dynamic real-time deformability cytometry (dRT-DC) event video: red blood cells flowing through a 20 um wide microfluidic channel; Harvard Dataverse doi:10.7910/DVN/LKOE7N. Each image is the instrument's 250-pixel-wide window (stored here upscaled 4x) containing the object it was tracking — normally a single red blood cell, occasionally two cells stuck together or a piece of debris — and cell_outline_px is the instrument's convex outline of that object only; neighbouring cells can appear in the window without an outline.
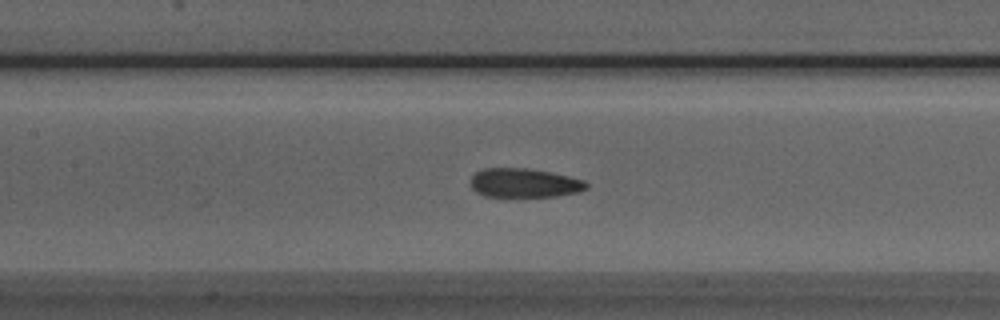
{"species": "Egyptian fruit bat (a non-hibernating species)", "species_latin": "Rousettus aegyptiacus", "temperature_condition": "room temperature", "stored_images_in_passage": 52, "camera_frame_rate_fps": 3000, "um_per_image_px": 0.085, "animal": {"sex": "male"}, "frame": {"image": 1, "passage_image": 22, "time_ms": 7.0, "image_size_px": [1000, 320], "cell_outline_px": [[588, 188], [580, 192], [556, 196], [484, 196], [476, 192], [472, 188], [468, 180], [476, 172], [484, 168], [528, 168], [552, 172], [584, 180], [588, 184]], "centroid_in_image_um": [44.55, 15.54], "position_along_channel_um": 162.8, "area_um2": 19.77}}
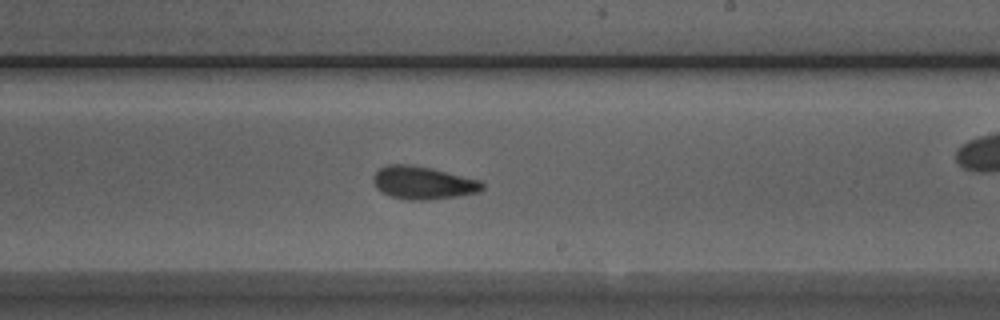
{"frame": {"image": 2, "passage_image": 29, "time_ms": 9.333, "image_size_px": [1000, 320], "cell_outline_px": [[484, 188], [480, 192], [460, 196], [428, 200], [408, 200], [392, 196], [380, 192], [376, 188], [372, 180], [372, 176], [380, 168], [388, 164], [412, 164], [432, 168], [480, 180], [484, 184]], "centroid_in_image_um": [35.96, 15.54], "position_along_channel_um": 253.0, "area_um2": 21.15}}
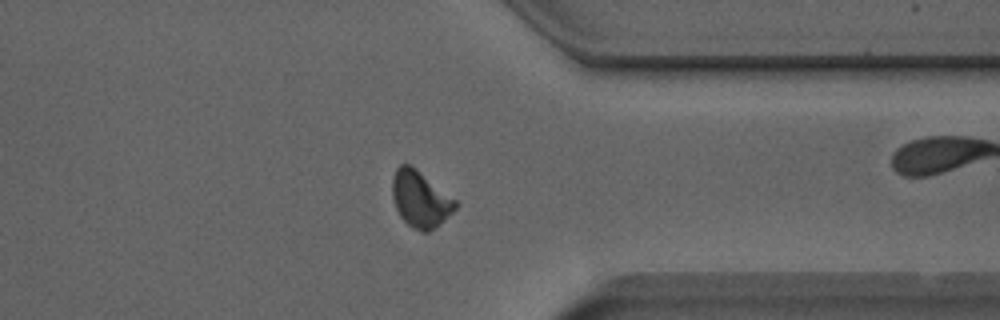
{"frame": {"image": 3, "passage_image": 39, "time_ms": 12.667, "image_size_px": [1000, 320], "cell_outline_px": [[460, 204], [440, 224], [428, 232], [420, 232], [412, 228], [400, 216], [396, 208], [392, 196], [392, 176], [396, 168], [400, 164], [412, 164], [456, 200]], "centroid_in_image_um": [35.72, 16.91], "position_along_channel_um": 375.7, "area_um2": 20.92}, "authors_computed_cell_mechanics": {"area_um2": 20.6346, "velocity_mm_per_s": 3.8822, "shape_relaxation_time_tau1_ms": 5.5981, "shape_relaxation_time_tau2_ms": 2.3609, "deformation_change_tau1": 0.1335, "deformation_change_tau2": 0.08}}